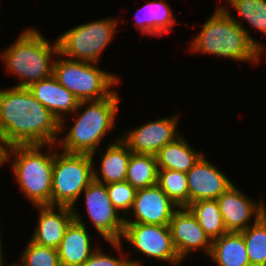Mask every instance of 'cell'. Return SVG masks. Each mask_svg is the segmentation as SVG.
<instances>
[{"label":"cell","mask_w":266,"mask_h":266,"mask_svg":"<svg viewBox=\"0 0 266 266\" xmlns=\"http://www.w3.org/2000/svg\"><path fill=\"white\" fill-rule=\"evenodd\" d=\"M94 165L90 154L58 152L55 149L52 206L76 207L82 192L93 180Z\"/></svg>","instance_id":"ba28073f"},{"label":"cell","mask_w":266,"mask_h":266,"mask_svg":"<svg viewBox=\"0 0 266 266\" xmlns=\"http://www.w3.org/2000/svg\"><path fill=\"white\" fill-rule=\"evenodd\" d=\"M189 51L257 64L262 51L248 38L246 31L217 5L215 12L202 24L190 43Z\"/></svg>","instance_id":"3957f363"},{"label":"cell","mask_w":266,"mask_h":266,"mask_svg":"<svg viewBox=\"0 0 266 266\" xmlns=\"http://www.w3.org/2000/svg\"><path fill=\"white\" fill-rule=\"evenodd\" d=\"M58 53L57 39L51 43L40 30L30 27L23 30L13 44L1 52L0 57L6 71L17 76L15 87L28 88L53 74L52 57Z\"/></svg>","instance_id":"277c9868"},{"label":"cell","mask_w":266,"mask_h":266,"mask_svg":"<svg viewBox=\"0 0 266 266\" xmlns=\"http://www.w3.org/2000/svg\"><path fill=\"white\" fill-rule=\"evenodd\" d=\"M106 187L111 202L126 217L132 208L137 190L127 181L110 183Z\"/></svg>","instance_id":"f546056e"},{"label":"cell","mask_w":266,"mask_h":266,"mask_svg":"<svg viewBox=\"0 0 266 266\" xmlns=\"http://www.w3.org/2000/svg\"><path fill=\"white\" fill-rule=\"evenodd\" d=\"M189 204L201 200H217L234 182L203 154L186 173Z\"/></svg>","instance_id":"9a60e30c"},{"label":"cell","mask_w":266,"mask_h":266,"mask_svg":"<svg viewBox=\"0 0 266 266\" xmlns=\"http://www.w3.org/2000/svg\"><path fill=\"white\" fill-rule=\"evenodd\" d=\"M156 156L132 153L128 162L126 181L136 190L157 184Z\"/></svg>","instance_id":"d4e9b609"},{"label":"cell","mask_w":266,"mask_h":266,"mask_svg":"<svg viewBox=\"0 0 266 266\" xmlns=\"http://www.w3.org/2000/svg\"><path fill=\"white\" fill-rule=\"evenodd\" d=\"M123 240L128 241L139 254L156 261L161 260L171 266L183 263L173 244L169 225L125 223L121 243Z\"/></svg>","instance_id":"9c48e42d"},{"label":"cell","mask_w":266,"mask_h":266,"mask_svg":"<svg viewBox=\"0 0 266 266\" xmlns=\"http://www.w3.org/2000/svg\"><path fill=\"white\" fill-rule=\"evenodd\" d=\"M187 208L211 241L228 233L217 200L196 201L190 203Z\"/></svg>","instance_id":"cb8c5ba5"},{"label":"cell","mask_w":266,"mask_h":266,"mask_svg":"<svg viewBox=\"0 0 266 266\" xmlns=\"http://www.w3.org/2000/svg\"><path fill=\"white\" fill-rule=\"evenodd\" d=\"M60 122L26 87L0 89V137L9 146L56 145Z\"/></svg>","instance_id":"6da1fadb"},{"label":"cell","mask_w":266,"mask_h":266,"mask_svg":"<svg viewBox=\"0 0 266 266\" xmlns=\"http://www.w3.org/2000/svg\"><path fill=\"white\" fill-rule=\"evenodd\" d=\"M217 266H251L240 232H228L214 239L209 256Z\"/></svg>","instance_id":"7402d4cb"},{"label":"cell","mask_w":266,"mask_h":266,"mask_svg":"<svg viewBox=\"0 0 266 266\" xmlns=\"http://www.w3.org/2000/svg\"><path fill=\"white\" fill-rule=\"evenodd\" d=\"M36 208L39 211L37 226L30 240L38 245L57 249L66 229L74 220L72 208L61 206H36Z\"/></svg>","instance_id":"ac0fdd59"},{"label":"cell","mask_w":266,"mask_h":266,"mask_svg":"<svg viewBox=\"0 0 266 266\" xmlns=\"http://www.w3.org/2000/svg\"><path fill=\"white\" fill-rule=\"evenodd\" d=\"M2 222H0V266H5V259L3 258L5 255H3V251H2V249H3V246H2V241H1V239H3L2 238V233H1V227H2V224H1Z\"/></svg>","instance_id":"1f68e13d"},{"label":"cell","mask_w":266,"mask_h":266,"mask_svg":"<svg viewBox=\"0 0 266 266\" xmlns=\"http://www.w3.org/2000/svg\"><path fill=\"white\" fill-rule=\"evenodd\" d=\"M157 185L178 207L189 205L186 173L169 169L158 170Z\"/></svg>","instance_id":"4316f807"},{"label":"cell","mask_w":266,"mask_h":266,"mask_svg":"<svg viewBox=\"0 0 266 266\" xmlns=\"http://www.w3.org/2000/svg\"><path fill=\"white\" fill-rule=\"evenodd\" d=\"M56 57L53 63V75L79 101L104 99L119 84V77L100 69L98 63L68 59L60 53Z\"/></svg>","instance_id":"8992f818"},{"label":"cell","mask_w":266,"mask_h":266,"mask_svg":"<svg viewBox=\"0 0 266 266\" xmlns=\"http://www.w3.org/2000/svg\"><path fill=\"white\" fill-rule=\"evenodd\" d=\"M74 220L66 229L57 251L61 266H81L99 248L92 247L91 238L84 218L77 208L73 207Z\"/></svg>","instance_id":"2e32d148"},{"label":"cell","mask_w":266,"mask_h":266,"mask_svg":"<svg viewBox=\"0 0 266 266\" xmlns=\"http://www.w3.org/2000/svg\"><path fill=\"white\" fill-rule=\"evenodd\" d=\"M251 266H266V213L240 232Z\"/></svg>","instance_id":"484cf974"},{"label":"cell","mask_w":266,"mask_h":266,"mask_svg":"<svg viewBox=\"0 0 266 266\" xmlns=\"http://www.w3.org/2000/svg\"><path fill=\"white\" fill-rule=\"evenodd\" d=\"M109 244L115 248L114 250H116L120 257L111 256L107 252L104 253L99 245V248L81 266H141V260L128 259V255L126 256L122 252L124 248L121 242H109Z\"/></svg>","instance_id":"f1b7e54d"},{"label":"cell","mask_w":266,"mask_h":266,"mask_svg":"<svg viewBox=\"0 0 266 266\" xmlns=\"http://www.w3.org/2000/svg\"><path fill=\"white\" fill-rule=\"evenodd\" d=\"M179 207L156 184L138 189L125 223L169 225L174 212ZM133 215H132V214Z\"/></svg>","instance_id":"7c38bea8"},{"label":"cell","mask_w":266,"mask_h":266,"mask_svg":"<svg viewBox=\"0 0 266 266\" xmlns=\"http://www.w3.org/2000/svg\"><path fill=\"white\" fill-rule=\"evenodd\" d=\"M180 115L159 118L133 128L120 135V139L135 154L156 155L166 144L180 135L177 127ZM178 129V131H177Z\"/></svg>","instance_id":"8fae6325"},{"label":"cell","mask_w":266,"mask_h":266,"mask_svg":"<svg viewBox=\"0 0 266 266\" xmlns=\"http://www.w3.org/2000/svg\"><path fill=\"white\" fill-rule=\"evenodd\" d=\"M142 12V13H141ZM141 13V14H140ZM173 11L165 0H153L136 9L134 25L141 31L142 37H162L172 30L176 24Z\"/></svg>","instance_id":"ffe728a7"},{"label":"cell","mask_w":266,"mask_h":266,"mask_svg":"<svg viewBox=\"0 0 266 266\" xmlns=\"http://www.w3.org/2000/svg\"><path fill=\"white\" fill-rule=\"evenodd\" d=\"M220 212L228 232H241L266 213V203L252 200L235 184L218 199Z\"/></svg>","instance_id":"4fadbf2b"},{"label":"cell","mask_w":266,"mask_h":266,"mask_svg":"<svg viewBox=\"0 0 266 266\" xmlns=\"http://www.w3.org/2000/svg\"><path fill=\"white\" fill-rule=\"evenodd\" d=\"M182 133L155 155L158 170L169 169L187 173L204 154L197 152Z\"/></svg>","instance_id":"44dd1931"},{"label":"cell","mask_w":266,"mask_h":266,"mask_svg":"<svg viewBox=\"0 0 266 266\" xmlns=\"http://www.w3.org/2000/svg\"><path fill=\"white\" fill-rule=\"evenodd\" d=\"M44 147H47L46 152L42 150ZM54 147L57 148V145L9 147L7 164L10 163L9 166H11L20 191L33 207L52 206Z\"/></svg>","instance_id":"5b68a950"},{"label":"cell","mask_w":266,"mask_h":266,"mask_svg":"<svg viewBox=\"0 0 266 266\" xmlns=\"http://www.w3.org/2000/svg\"><path fill=\"white\" fill-rule=\"evenodd\" d=\"M99 150L97 151L99 156L101 155L100 168L98 171L93 167V179L105 185L126 181L128 162L132 152L120 136L109 143L106 150Z\"/></svg>","instance_id":"d6986e66"},{"label":"cell","mask_w":266,"mask_h":266,"mask_svg":"<svg viewBox=\"0 0 266 266\" xmlns=\"http://www.w3.org/2000/svg\"><path fill=\"white\" fill-rule=\"evenodd\" d=\"M169 228L173 244L182 261L198 250L209 256L212 241L187 207H179L174 212Z\"/></svg>","instance_id":"5bb4252c"},{"label":"cell","mask_w":266,"mask_h":266,"mask_svg":"<svg viewBox=\"0 0 266 266\" xmlns=\"http://www.w3.org/2000/svg\"><path fill=\"white\" fill-rule=\"evenodd\" d=\"M14 266H61L56 248L41 246L29 240Z\"/></svg>","instance_id":"83f0119b"},{"label":"cell","mask_w":266,"mask_h":266,"mask_svg":"<svg viewBox=\"0 0 266 266\" xmlns=\"http://www.w3.org/2000/svg\"><path fill=\"white\" fill-rule=\"evenodd\" d=\"M117 18L78 24L57 37L59 53L68 59L98 63L103 51L119 32Z\"/></svg>","instance_id":"52a82bcc"},{"label":"cell","mask_w":266,"mask_h":266,"mask_svg":"<svg viewBox=\"0 0 266 266\" xmlns=\"http://www.w3.org/2000/svg\"><path fill=\"white\" fill-rule=\"evenodd\" d=\"M28 89L44 107H46L60 122V133H64L66 115L73 114L79 100L72 92L62 86L52 74L50 77L31 84Z\"/></svg>","instance_id":"e0dca14e"},{"label":"cell","mask_w":266,"mask_h":266,"mask_svg":"<svg viewBox=\"0 0 266 266\" xmlns=\"http://www.w3.org/2000/svg\"><path fill=\"white\" fill-rule=\"evenodd\" d=\"M225 2H227L226 5H231L230 7L237 12L240 20H236V17L232 16L233 13H230L231 11L225 4L219 5L237 24L244 28L248 38L263 52L266 48L264 43L255 40V37H252V34L244 27L241 20H245L244 22L249 23L251 27L266 36V0H226Z\"/></svg>","instance_id":"603a6c76"},{"label":"cell","mask_w":266,"mask_h":266,"mask_svg":"<svg viewBox=\"0 0 266 266\" xmlns=\"http://www.w3.org/2000/svg\"><path fill=\"white\" fill-rule=\"evenodd\" d=\"M82 193L86 203V214L96 232L98 231L106 243L121 242L125 217L111 202L106 185L93 179Z\"/></svg>","instance_id":"30bf717a"},{"label":"cell","mask_w":266,"mask_h":266,"mask_svg":"<svg viewBox=\"0 0 266 266\" xmlns=\"http://www.w3.org/2000/svg\"><path fill=\"white\" fill-rule=\"evenodd\" d=\"M9 146L0 137V167L7 163Z\"/></svg>","instance_id":"4dcf8cb0"},{"label":"cell","mask_w":266,"mask_h":266,"mask_svg":"<svg viewBox=\"0 0 266 266\" xmlns=\"http://www.w3.org/2000/svg\"><path fill=\"white\" fill-rule=\"evenodd\" d=\"M119 102L116 90L104 99L79 101L73 113L77 118L71 127L66 128L68 131L64 137L58 139L57 149L66 153L90 154L94 159L99 145L105 140L104 136L116 127ZM83 107L86 108L81 111Z\"/></svg>","instance_id":"7a4b0ae2"}]
</instances>
